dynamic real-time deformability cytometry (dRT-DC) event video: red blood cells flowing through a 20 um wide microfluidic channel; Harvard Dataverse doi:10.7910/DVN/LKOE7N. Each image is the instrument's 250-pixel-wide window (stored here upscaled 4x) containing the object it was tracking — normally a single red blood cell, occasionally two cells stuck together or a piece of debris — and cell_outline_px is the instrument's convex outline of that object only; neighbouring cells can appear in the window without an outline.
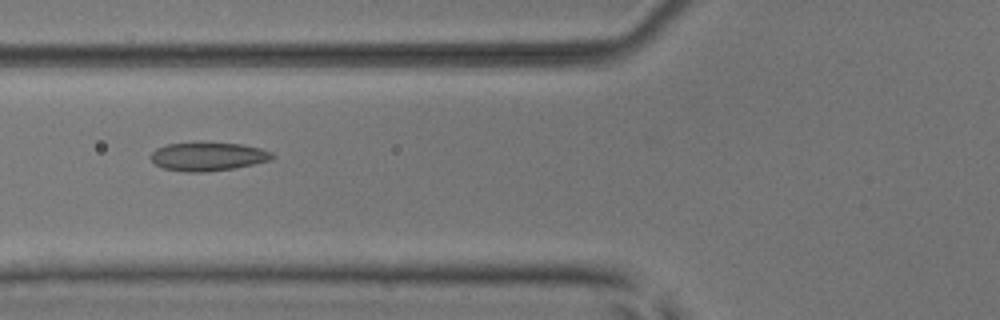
{"species": "common noctule bat (a hibernating species)", "species_latin": "Nyctalus noctula", "temperature_condition": "room temperature", "stored_images_in_passage": 7, "camera_frame_rate_fps": 3000, "um_per_image_px": 0.085, "animal": {"sex": "male", "body_mass_g": 17.9, "forearm_length_mm": 54.2}, "frame": {"image": 1, "passage_image": 7, "time_ms": 7.0, "image_size_px": [1000, 320], "cell_outline_px": [[276, 156], [272, 160], [232, 168], [208, 172], [188, 172], [164, 168], [156, 164], [152, 160], [152, 152], [156, 148], [168, 144], [240, 144], [260, 148], [272, 152]], "centroid_in_image_um": [17.72, 13.32], "position_along_channel_um": 108.1, "area_um2": 19.59}}